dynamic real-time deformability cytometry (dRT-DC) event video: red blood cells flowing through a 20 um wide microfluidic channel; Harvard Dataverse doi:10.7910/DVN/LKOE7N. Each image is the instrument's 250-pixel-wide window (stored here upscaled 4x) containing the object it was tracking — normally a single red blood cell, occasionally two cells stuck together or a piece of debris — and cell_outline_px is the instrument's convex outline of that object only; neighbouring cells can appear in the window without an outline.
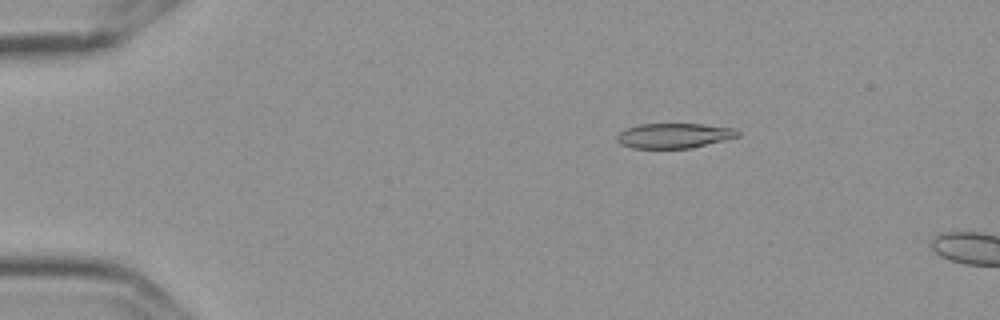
{"species": "Egyptian fruit bat (a non-hibernating species)", "species_latin": "Rousettus aegyptiacus", "temperature_condition": "cold", "stored_images_in_passage": 14, "camera_frame_rate_fps": 3000, "um_per_image_px": 0.085, "frame": {"image": 1, "passage_image": 10, "time_ms": 3.0, "image_size_px": [1000, 320], "cell_outline_px": [[740, 136], [692, 148], [632, 148], [620, 144], [616, 140], [616, 136], [620, 132], [628, 128], [640, 124], [700, 124], [736, 128], [740, 132]], "centroid_in_image_um": [57.31, 11.53], "position_along_channel_um": 27.7, "area_um2": 17.57}}